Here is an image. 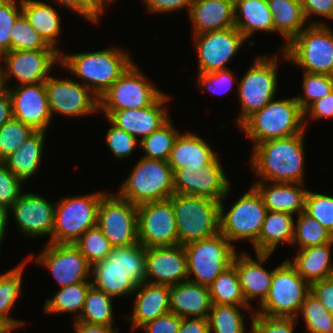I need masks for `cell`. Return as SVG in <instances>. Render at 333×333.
Segmentation results:
<instances>
[{
	"label": "cell",
	"mask_w": 333,
	"mask_h": 333,
	"mask_svg": "<svg viewBox=\"0 0 333 333\" xmlns=\"http://www.w3.org/2000/svg\"><path fill=\"white\" fill-rule=\"evenodd\" d=\"M304 134L264 141L253 147L251 169L266 182L304 184Z\"/></svg>",
	"instance_id": "cell-1"
},
{
	"label": "cell",
	"mask_w": 333,
	"mask_h": 333,
	"mask_svg": "<svg viewBox=\"0 0 333 333\" xmlns=\"http://www.w3.org/2000/svg\"><path fill=\"white\" fill-rule=\"evenodd\" d=\"M146 248L139 242L113 247L107 257L91 266L92 286L111 297L134 294L146 282Z\"/></svg>",
	"instance_id": "cell-2"
},
{
	"label": "cell",
	"mask_w": 333,
	"mask_h": 333,
	"mask_svg": "<svg viewBox=\"0 0 333 333\" xmlns=\"http://www.w3.org/2000/svg\"><path fill=\"white\" fill-rule=\"evenodd\" d=\"M128 53L117 46L94 52L61 53L60 64L84 80L83 85L100 98L134 62Z\"/></svg>",
	"instance_id": "cell-3"
},
{
	"label": "cell",
	"mask_w": 333,
	"mask_h": 333,
	"mask_svg": "<svg viewBox=\"0 0 333 333\" xmlns=\"http://www.w3.org/2000/svg\"><path fill=\"white\" fill-rule=\"evenodd\" d=\"M254 143L284 138L305 131L304 112L295 97L271 100L250 115L240 126Z\"/></svg>",
	"instance_id": "cell-4"
},
{
	"label": "cell",
	"mask_w": 333,
	"mask_h": 333,
	"mask_svg": "<svg viewBox=\"0 0 333 333\" xmlns=\"http://www.w3.org/2000/svg\"><path fill=\"white\" fill-rule=\"evenodd\" d=\"M282 52L303 72L333 76V31L323 22L307 24Z\"/></svg>",
	"instance_id": "cell-5"
},
{
	"label": "cell",
	"mask_w": 333,
	"mask_h": 333,
	"mask_svg": "<svg viewBox=\"0 0 333 333\" xmlns=\"http://www.w3.org/2000/svg\"><path fill=\"white\" fill-rule=\"evenodd\" d=\"M169 200L175 212L179 245L206 239L220 232V202L176 193Z\"/></svg>",
	"instance_id": "cell-6"
},
{
	"label": "cell",
	"mask_w": 333,
	"mask_h": 333,
	"mask_svg": "<svg viewBox=\"0 0 333 333\" xmlns=\"http://www.w3.org/2000/svg\"><path fill=\"white\" fill-rule=\"evenodd\" d=\"M173 170L168 161L142 157L117 194L135 205L169 199L174 194Z\"/></svg>",
	"instance_id": "cell-7"
},
{
	"label": "cell",
	"mask_w": 333,
	"mask_h": 333,
	"mask_svg": "<svg viewBox=\"0 0 333 333\" xmlns=\"http://www.w3.org/2000/svg\"><path fill=\"white\" fill-rule=\"evenodd\" d=\"M183 246L187 262V280L207 287L221 272L232 265L237 253L233 243L220 232Z\"/></svg>",
	"instance_id": "cell-8"
},
{
	"label": "cell",
	"mask_w": 333,
	"mask_h": 333,
	"mask_svg": "<svg viewBox=\"0 0 333 333\" xmlns=\"http://www.w3.org/2000/svg\"><path fill=\"white\" fill-rule=\"evenodd\" d=\"M311 292L306 281L288 258L275 267L271 287L261 310L255 313L271 317H298L305 297Z\"/></svg>",
	"instance_id": "cell-9"
},
{
	"label": "cell",
	"mask_w": 333,
	"mask_h": 333,
	"mask_svg": "<svg viewBox=\"0 0 333 333\" xmlns=\"http://www.w3.org/2000/svg\"><path fill=\"white\" fill-rule=\"evenodd\" d=\"M278 56L270 55L255 58L254 64L237 82V94L241 102V111L236 123L240 126L250 115L261 110L275 99L278 88Z\"/></svg>",
	"instance_id": "cell-10"
},
{
	"label": "cell",
	"mask_w": 333,
	"mask_h": 333,
	"mask_svg": "<svg viewBox=\"0 0 333 333\" xmlns=\"http://www.w3.org/2000/svg\"><path fill=\"white\" fill-rule=\"evenodd\" d=\"M105 192L63 197L56 203L51 243H74L96 226L98 207Z\"/></svg>",
	"instance_id": "cell-11"
},
{
	"label": "cell",
	"mask_w": 333,
	"mask_h": 333,
	"mask_svg": "<svg viewBox=\"0 0 333 333\" xmlns=\"http://www.w3.org/2000/svg\"><path fill=\"white\" fill-rule=\"evenodd\" d=\"M224 205L223 199L220 201V233L229 242L248 240L253 244L268 212L257 189L252 185L227 212Z\"/></svg>",
	"instance_id": "cell-12"
},
{
	"label": "cell",
	"mask_w": 333,
	"mask_h": 333,
	"mask_svg": "<svg viewBox=\"0 0 333 333\" xmlns=\"http://www.w3.org/2000/svg\"><path fill=\"white\" fill-rule=\"evenodd\" d=\"M162 91L150 84L145 74L132 63L99 98L100 111L142 109L152 105Z\"/></svg>",
	"instance_id": "cell-13"
},
{
	"label": "cell",
	"mask_w": 333,
	"mask_h": 333,
	"mask_svg": "<svg viewBox=\"0 0 333 333\" xmlns=\"http://www.w3.org/2000/svg\"><path fill=\"white\" fill-rule=\"evenodd\" d=\"M60 62L61 53L56 49L9 51L0 57L3 88L7 89L8 80L13 77L17 83L14 86L45 82L52 67Z\"/></svg>",
	"instance_id": "cell-14"
},
{
	"label": "cell",
	"mask_w": 333,
	"mask_h": 333,
	"mask_svg": "<svg viewBox=\"0 0 333 333\" xmlns=\"http://www.w3.org/2000/svg\"><path fill=\"white\" fill-rule=\"evenodd\" d=\"M96 225L112 247L138 243L137 205L118 194L105 193L102 196Z\"/></svg>",
	"instance_id": "cell-15"
},
{
	"label": "cell",
	"mask_w": 333,
	"mask_h": 333,
	"mask_svg": "<svg viewBox=\"0 0 333 333\" xmlns=\"http://www.w3.org/2000/svg\"><path fill=\"white\" fill-rule=\"evenodd\" d=\"M138 242L146 249L178 244L175 212L169 199L137 206Z\"/></svg>",
	"instance_id": "cell-16"
},
{
	"label": "cell",
	"mask_w": 333,
	"mask_h": 333,
	"mask_svg": "<svg viewBox=\"0 0 333 333\" xmlns=\"http://www.w3.org/2000/svg\"><path fill=\"white\" fill-rule=\"evenodd\" d=\"M173 186L176 194L199 196L220 202L227 198L231 186L219 158L199 170L182 168L173 170Z\"/></svg>",
	"instance_id": "cell-17"
},
{
	"label": "cell",
	"mask_w": 333,
	"mask_h": 333,
	"mask_svg": "<svg viewBox=\"0 0 333 333\" xmlns=\"http://www.w3.org/2000/svg\"><path fill=\"white\" fill-rule=\"evenodd\" d=\"M193 35L198 55V74L228 69L226 64L246 42L235 26Z\"/></svg>",
	"instance_id": "cell-18"
},
{
	"label": "cell",
	"mask_w": 333,
	"mask_h": 333,
	"mask_svg": "<svg viewBox=\"0 0 333 333\" xmlns=\"http://www.w3.org/2000/svg\"><path fill=\"white\" fill-rule=\"evenodd\" d=\"M45 87L52 116L59 113L63 117H80L99 111V98L78 81L50 75Z\"/></svg>",
	"instance_id": "cell-19"
},
{
	"label": "cell",
	"mask_w": 333,
	"mask_h": 333,
	"mask_svg": "<svg viewBox=\"0 0 333 333\" xmlns=\"http://www.w3.org/2000/svg\"><path fill=\"white\" fill-rule=\"evenodd\" d=\"M35 261L47 267L59 287L90 281L91 265L73 244L47 243Z\"/></svg>",
	"instance_id": "cell-20"
},
{
	"label": "cell",
	"mask_w": 333,
	"mask_h": 333,
	"mask_svg": "<svg viewBox=\"0 0 333 333\" xmlns=\"http://www.w3.org/2000/svg\"><path fill=\"white\" fill-rule=\"evenodd\" d=\"M6 90L11 99L13 117L35 131L46 132L53 118L45 82L7 87Z\"/></svg>",
	"instance_id": "cell-21"
},
{
	"label": "cell",
	"mask_w": 333,
	"mask_h": 333,
	"mask_svg": "<svg viewBox=\"0 0 333 333\" xmlns=\"http://www.w3.org/2000/svg\"><path fill=\"white\" fill-rule=\"evenodd\" d=\"M56 204H51L48 200L35 193H22L20 197L10 207L19 231L35 238L50 236L51 243Z\"/></svg>",
	"instance_id": "cell-22"
},
{
	"label": "cell",
	"mask_w": 333,
	"mask_h": 333,
	"mask_svg": "<svg viewBox=\"0 0 333 333\" xmlns=\"http://www.w3.org/2000/svg\"><path fill=\"white\" fill-rule=\"evenodd\" d=\"M170 97L163 93L152 105L142 109H123L117 111H101L108 122L123 129L134 138L140 140L148 137L152 132L163 126L169 115L165 109Z\"/></svg>",
	"instance_id": "cell-23"
},
{
	"label": "cell",
	"mask_w": 333,
	"mask_h": 333,
	"mask_svg": "<svg viewBox=\"0 0 333 333\" xmlns=\"http://www.w3.org/2000/svg\"><path fill=\"white\" fill-rule=\"evenodd\" d=\"M145 268L146 282L151 284L171 286L187 280L184 246L177 244L147 248Z\"/></svg>",
	"instance_id": "cell-24"
},
{
	"label": "cell",
	"mask_w": 333,
	"mask_h": 333,
	"mask_svg": "<svg viewBox=\"0 0 333 333\" xmlns=\"http://www.w3.org/2000/svg\"><path fill=\"white\" fill-rule=\"evenodd\" d=\"M235 254L232 264L236 267L239 275L243 296L247 304L259 299L260 305L265 301L272 282L273 271H267L262 263L269 259L272 253H256L257 261L243 252Z\"/></svg>",
	"instance_id": "cell-25"
},
{
	"label": "cell",
	"mask_w": 333,
	"mask_h": 333,
	"mask_svg": "<svg viewBox=\"0 0 333 333\" xmlns=\"http://www.w3.org/2000/svg\"><path fill=\"white\" fill-rule=\"evenodd\" d=\"M135 292L132 316H126L132 323V330L170 312V286L144 282Z\"/></svg>",
	"instance_id": "cell-26"
},
{
	"label": "cell",
	"mask_w": 333,
	"mask_h": 333,
	"mask_svg": "<svg viewBox=\"0 0 333 333\" xmlns=\"http://www.w3.org/2000/svg\"><path fill=\"white\" fill-rule=\"evenodd\" d=\"M211 306L207 286L190 280L170 286V312L181 318H208Z\"/></svg>",
	"instance_id": "cell-27"
},
{
	"label": "cell",
	"mask_w": 333,
	"mask_h": 333,
	"mask_svg": "<svg viewBox=\"0 0 333 333\" xmlns=\"http://www.w3.org/2000/svg\"><path fill=\"white\" fill-rule=\"evenodd\" d=\"M188 13L194 34L235 26L234 0H193Z\"/></svg>",
	"instance_id": "cell-28"
},
{
	"label": "cell",
	"mask_w": 333,
	"mask_h": 333,
	"mask_svg": "<svg viewBox=\"0 0 333 333\" xmlns=\"http://www.w3.org/2000/svg\"><path fill=\"white\" fill-rule=\"evenodd\" d=\"M269 183V184H268ZM253 186L261 195L267 210L292 215L305 211L307 189L302 183L255 181Z\"/></svg>",
	"instance_id": "cell-29"
},
{
	"label": "cell",
	"mask_w": 333,
	"mask_h": 333,
	"mask_svg": "<svg viewBox=\"0 0 333 333\" xmlns=\"http://www.w3.org/2000/svg\"><path fill=\"white\" fill-rule=\"evenodd\" d=\"M217 156L216 152L200 136L193 132L180 133L171 149L168 164L172 170L188 168L199 170Z\"/></svg>",
	"instance_id": "cell-30"
},
{
	"label": "cell",
	"mask_w": 333,
	"mask_h": 333,
	"mask_svg": "<svg viewBox=\"0 0 333 333\" xmlns=\"http://www.w3.org/2000/svg\"><path fill=\"white\" fill-rule=\"evenodd\" d=\"M235 27L247 40L256 33L273 32L272 12L267 0H234Z\"/></svg>",
	"instance_id": "cell-31"
},
{
	"label": "cell",
	"mask_w": 333,
	"mask_h": 333,
	"mask_svg": "<svg viewBox=\"0 0 333 333\" xmlns=\"http://www.w3.org/2000/svg\"><path fill=\"white\" fill-rule=\"evenodd\" d=\"M45 133L34 131L16 151L2 161L23 183L38 171L45 146Z\"/></svg>",
	"instance_id": "cell-32"
},
{
	"label": "cell",
	"mask_w": 333,
	"mask_h": 333,
	"mask_svg": "<svg viewBox=\"0 0 333 333\" xmlns=\"http://www.w3.org/2000/svg\"><path fill=\"white\" fill-rule=\"evenodd\" d=\"M292 214L268 210L258 239L252 244L256 253H273L280 243L292 245L294 219Z\"/></svg>",
	"instance_id": "cell-33"
},
{
	"label": "cell",
	"mask_w": 333,
	"mask_h": 333,
	"mask_svg": "<svg viewBox=\"0 0 333 333\" xmlns=\"http://www.w3.org/2000/svg\"><path fill=\"white\" fill-rule=\"evenodd\" d=\"M21 9L29 24L45 42L61 53V50L57 49V40L62 31L61 17L56 9L48 3L38 0H21Z\"/></svg>",
	"instance_id": "cell-34"
},
{
	"label": "cell",
	"mask_w": 333,
	"mask_h": 333,
	"mask_svg": "<svg viewBox=\"0 0 333 333\" xmlns=\"http://www.w3.org/2000/svg\"><path fill=\"white\" fill-rule=\"evenodd\" d=\"M333 240L323 245L300 249L293 261L290 263L297 272L310 284L329 278L333 274V263L331 261V247Z\"/></svg>",
	"instance_id": "cell-35"
},
{
	"label": "cell",
	"mask_w": 333,
	"mask_h": 333,
	"mask_svg": "<svg viewBox=\"0 0 333 333\" xmlns=\"http://www.w3.org/2000/svg\"><path fill=\"white\" fill-rule=\"evenodd\" d=\"M272 12L274 32L284 37L286 45L296 37L306 26L301 0H267Z\"/></svg>",
	"instance_id": "cell-36"
},
{
	"label": "cell",
	"mask_w": 333,
	"mask_h": 333,
	"mask_svg": "<svg viewBox=\"0 0 333 333\" xmlns=\"http://www.w3.org/2000/svg\"><path fill=\"white\" fill-rule=\"evenodd\" d=\"M91 281L79 282L59 289L54 297L45 301L43 312L46 314L76 313L77 320L83 310L85 298Z\"/></svg>",
	"instance_id": "cell-37"
},
{
	"label": "cell",
	"mask_w": 333,
	"mask_h": 333,
	"mask_svg": "<svg viewBox=\"0 0 333 333\" xmlns=\"http://www.w3.org/2000/svg\"><path fill=\"white\" fill-rule=\"evenodd\" d=\"M33 258L29 255L27 259L6 273L0 274V317L12 327H21L24 322L9 317V313L16 304L22 290V274L25 264Z\"/></svg>",
	"instance_id": "cell-38"
},
{
	"label": "cell",
	"mask_w": 333,
	"mask_h": 333,
	"mask_svg": "<svg viewBox=\"0 0 333 333\" xmlns=\"http://www.w3.org/2000/svg\"><path fill=\"white\" fill-rule=\"evenodd\" d=\"M212 305L249 306L242 293L236 267L232 264L208 286Z\"/></svg>",
	"instance_id": "cell-39"
},
{
	"label": "cell",
	"mask_w": 333,
	"mask_h": 333,
	"mask_svg": "<svg viewBox=\"0 0 333 333\" xmlns=\"http://www.w3.org/2000/svg\"><path fill=\"white\" fill-rule=\"evenodd\" d=\"M113 297L91 286L83 310L76 321L90 325H113Z\"/></svg>",
	"instance_id": "cell-40"
},
{
	"label": "cell",
	"mask_w": 333,
	"mask_h": 333,
	"mask_svg": "<svg viewBox=\"0 0 333 333\" xmlns=\"http://www.w3.org/2000/svg\"><path fill=\"white\" fill-rule=\"evenodd\" d=\"M170 118L163 126L140 140V148L146 154L142 157L154 160L168 161L171 149L180 132L175 129Z\"/></svg>",
	"instance_id": "cell-41"
},
{
	"label": "cell",
	"mask_w": 333,
	"mask_h": 333,
	"mask_svg": "<svg viewBox=\"0 0 333 333\" xmlns=\"http://www.w3.org/2000/svg\"><path fill=\"white\" fill-rule=\"evenodd\" d=\"M240 308L250 306L212 305L208 316L210 333H246L244 316ZM248 333V332H247Z\"/></svg>",
	"instance_id": "cell-42"
},
{
	"label": "cell",
	"mask_w": 333,
	"mask_h": 333,
	"mask_svg": "<svg viewBox=\"0 0 333 333\" xmlns=\"http://www.w3.org/2000/svg\"><path fill=\"white\" fill-rule=\"evenodd\" d=\"M296 217L292 245H297L298 250L323 245L333 240V235L305 212L298 214Z\"/></svg>",
	"instance_id": "cell-43"
},
{
	"label": "cell",
	"mask_w": 333,
	"mask_h": 333,
	"mask_svg": "<svg viewBox=\"0 0 333 333\" xmlns=\"http://www.w3.org/2000/svg\"><path fill=\"white\" fill-rule=\"evenodd\" d=\"M299 314L303 315L309 333H333V315L310 292L304 299Z\"/></svg>",
	"instance_id": "cell-44"
},
{
	"label": "cell",
	"mask_w": 333,
	"mask_h": 333,
	"mask_svg": "<svg viewBox=\"0 0 333 333\" xmlns=\"http://www.w3.org/2000/svg\"><path fill=\"white\" fill-rule=\"evenodd\" d=\"M73 244L91 266L104 260L113 248L97 225L86 230Z\"/></svg>",
	"instance_id": "cell-45"
},
{
	"label": "cell",
	"mask_w": 333,
	"mask_h": 333,
	"mask_svg": "<svg viewBox=\"0 0 333 333\" xmlns=\"http://www.w3.org/2000/svg\"><path fill=\"white\" fill-rule=\"evenodd\" d=\"M55 49L49 46L21 14L11 28V51Z\"/></svg>",
	"instance_id": "cell-46"
},
{
	"label": "cell",
	"mask_w": 333,
	"mask_h": 333,
	"mask_svg": "<svg viewBox=\"0 0 333 333\" xmlns=\"http://www.w3.org/2000/svg\"><path fill=\"white\" fill-rule=\"evenodd\" d=\"M304 95L295 96L303 112L315 101L325 97L333 90V76L303 73Z\"/></svg>",
	"instance_id": "cell-47"
},
{
	"label": "cell",
	"mask_w": 333,
	"mask_h": 333,
	"mask_svg": "<svg viewBox=\"0 0 333 333\" xmlns=\"http://www.w3.org/2000/svg\"><path fill=\"white\" fill-rule=\"evenodd\" d=\"M35 130L12 117L0 128V161L16 151Z\"/></svg>",
	"instance_id": "cell-48"
},
{
	"label": "cell",
	"mask_w": 333,
	"mask_h": 333,
	"mask_svg": "<svg viewBox=\"0 0 333 333\" xmlns=\"http://www.w3.org/2000/svg\"><path fill=\"white\" fill-rule=\"evenodd\" d=\"M304 212L333 235V196L307 191Z\"/></svg>",
	"instance_id": "cell-49"
},
{
	"label": "cell",
	"mask_w": 333,
	"mask_h": 333,
	"mask_svg": "<svg viewBox=\"0 0 333 333\" xmlns=\"http://www.w3.org/2000/svg\"><path fill=\"white\" fill-rule=\"evenodd\" d=\"M0 0V57L11 51V28L22 14L21 0Z\"/></svg>",
	"instance_id": "cell-50"
},
{
	"label": "cell",
	"mask_w": 333,
	"mask_h": 333,
	"mask_svg": "<svg viewBox=\"0 0 333 333\" xmlns=\"http://www.w3.org/2000/svg\"><path fill=\"white\" fill-rule=\"evenodd\" d=\"M251 314V333H293L297 317H271Z\"/></svg>",
	"instance_id": "cell-51"
},
{
	"label": "cell",
	"mask_w": 333,
	"mask_h": 333,
	"mask_svg": "<svg viewBox=\"0 0 333 333\" xmlns=\"http://www.w3.org/2000/svg\"><path fill=\"white\" fill-rule=\"evenodd\" d=\"M111 127L108 128L106 133V142L110 151L118 159L128 158L136 149V146L140 144L132 135L128 134L123 129H120L111 123Z\"/></svg>",
	"instance_id": "cell-52"
},
{
	"label": "cell",
	"mask_w": 333,
	"mask_h": 333,
	"mask_svg": "<svg viewBox=\"0 0 333 333\" xmlns=\"http://www.w3.org/2000/svg\"><path fill=\"white\" fill-rule=\"evenodd\" d=\"M22 182L0 161V205L10 209L23 193Z\"/></svg>",
	"instance_id": "cell-53"
},
{
	"label": "cell",
	"mask_w": 333,
	"mask_h": 333,
	"mask_svg": "<svg viewBox=\"0 0 333 333\" xmlns=\"http://www.w3.org/2000/svg\"><path fill=\"white\" fill-rule=\"evenodd\" d=\"M197 76V86L200 89L207 88L210 92L217 95L228 92L235 81L234 74L228 69L198 74Z\"/></svg>",
	"instance_id": "cell-54"
},
{
	"label": "cell",
	"mask_w": 333,
	"mask_h": 333,
	"mask_svg": "<svg viewBox=\"0 0 333 333\" xmlns=\"http://www.w3.org/2000/svg\"><path fill=\"white\" fill-rule=\"evenodd\" d=\"M62 7L76 12L79 16L84 17L93 23H97L100 20L103 10L93 0H53Z\"/></svg>",
	"instance_id": "cell-55"
},
{
	"label": "cell",
	"mask_w": 333,
	"mask_h": 333,
	"mask_svg": "<svg viewBox=\"0 0 333 333\" xmlns=\"http://www.w3.org/2000/svg\"><path fill=\"white\" fill-rule=\"evenodd\" d=\"M182 318L168 312L143 325L141 330L146 333H178Z\"/></svg>",
	"instance_id": "cell-56"
},
{
	"label": "cell",
	"mask_w": 333,
	"mask_h": 333,
	"mask_svg": "<svg viewBox=\"0 0 333 333\" xmlns=\"http://www.w3.org/2000/svg\"><path fill=\"white\" fill-rule=\"evenodd\" d=\"M309 113V114H308ZM306 115L313 120L326 118L333 119V90L325 97L313 102L304 111V125L307 126Z\"/></svg>",
	"instance_id": "cell-57"
},
{
	"label": "cell",
	"mask_w": 333,
	"mask_h": 333,
	"mask_svg": "<svg viewBox=\"0 0 333 333\" xmlns=\"http://www.w3.org/2000/svg\"><path fill=\"white\" fill-rule=\"evenodd\" d=\"M311 293L333 315V278H324L311 283Z\"/></svg>",
	"instance_id": "cell-58"
},
{
	"label": "cell",
	"mask_w": 333,
	"mask_h": 333,
	"mask_svg": "<svg viewBox=\"0 0 333 333\" xmlns=\"http://www.w3.org/2000/svg\"><path fill=\"white\" fill-rule=\"evenodd\" d=\"M147 11L150 13H171L181 9L190 10L193 0H144Z\"/></svg>",
	"instance_id": "cell-59"
},
{
	"label": "cell",
	"mask_w": 333,
	"mask_h": 333,
	"mask_svg": "<svg viewBox=\"0 0 333 333\" xmlns=\"http://www.w3.org/2000/svg\"><path fill=\"white\" fill-rule=\"evenodd\" d=\"M301 4L306 20L314 15L333 19L332 0H301Z\"/></svg>",
	"instance_id": "cell-60"
},
{
	"label": "cell",
	"mask_w": 333,
	"mask_h": 333,
	"mask_svg": "<svg viewBox=\"0 0 333 333\" xmlns=\"http://www.w3.org/2000/svg\"><path fill=\"white\" fill-rule=\"evenodd\" d=\"M178 333H210L208 318H182Z\"/></svg>",
	"instance_id": "cell-61"
},
{
	"label": "cell",
	"mask_w": 333,
	"mask_h": 333,
	"mask_svg": "<svg viewBox=\"0 0 333 333\" xmlns=\"http://www.w3.org/2000/svg\"><path fill=\"white\" fill-rule=\"evenodd\" d=\"M75 333H118L113 325H90L74 320Z\"/></svg>",
	"instance_id": "cell-62"
},
{
	"label": "cell",
	"mask_w": 333,
	"mask_h": 333,
	"mask_svg": "<svg viewBox=\"0 0 333 333\" xmlns=\"http://www.w3.org/2000/svg\"><path fill=\"white\" fill-rule=\"evenodd\" d=\"M13 117L12 104L6 89L0 92V128Z\"/></svg>",
	"instance_id": "cell-63"
},
{
	"label": "cell",
	"mask_w": 333,
	"mask_h": 333,
	"mask_svg": "<svg viewBox=\"0 0 333 333\" xmlns=\"http://www.w3.org/2000/svg\"><path fill=\"white\" fill-rule=\"evenodd\" d=\"M9 209L0 205V247L4 236L6 235L7 222H9ZM1 249V248H0Z\"/></svg>",
	"instance_id": "cell-64"
},
{
	"label": "cell",
	"mask_w": 333,
	"mask_h": 333,
	"mask_svg": "<svg viewBox=\"0 0 333 333\" xmlns=\"http://www.w3.org/2000/svg\"><path fill=\"white\" fill-rule=\"evenodd\" d=\"M10 325L0 317V333H3Z\"/></svg>",
	"instance_id": "cell-65"
},
{
	"label": "cell",
	"mask_w": 333,
	"mask_h": 333,
	"mask_svg": "<svg viewBox=\"0 0 333 333\" xmlns=\"http://www.w3.org/2000/svg\"><path fill=\"white\" fill-rule=\"evenodd\" d=\"M113 1H116V0H100V8L104 11L105 9V6L109 5L110 3H113Z\"/></svg>",
	"instance_id": "cell-66"
},
{
	"label": "cell",
	"mask_w": 333,
	"mask_h": 333,
	"mask_svg": "<svg viewBox=\"0 0 333 333\" xmlns=\"http://www.w3.org/2000/svg\"><path fill=\"white\" fill-rule=\"evenodd\" d=\"M16 328H18V327L9 326L3 333H11L12 330H15Z\"/></svg>",
	"instance_id": "cell-67"
},
{
	"label": "cell",
	"mask_w": 333,
	"mask_h": 333,
	"mask_svg": "<svg viewBox=\"0 0 333 333\" xmlns=\"http://www.w3.org/2000/svg\"><path fill=\"white\" fill-rule=\"evenodd\" d=\"M3 84H2V79H1V75H0V92L3 90Z\"/></svg>",
	"instance_id": "cell-68"
},
{
	"label": "cell",
	"mask_w": 333,
	"mask_h": 333,
	"mask_svg": "<svg viewBox=\"0 0 333 333\" xmlns=\"http://www.w3.org/2000/svg\"><path fill=\"white\" fill-rule=\"evenodd\" d=\"M100 7V0H93Z\"/></svg>",
	"instance_id": "cell-69"
}]
</instances>
